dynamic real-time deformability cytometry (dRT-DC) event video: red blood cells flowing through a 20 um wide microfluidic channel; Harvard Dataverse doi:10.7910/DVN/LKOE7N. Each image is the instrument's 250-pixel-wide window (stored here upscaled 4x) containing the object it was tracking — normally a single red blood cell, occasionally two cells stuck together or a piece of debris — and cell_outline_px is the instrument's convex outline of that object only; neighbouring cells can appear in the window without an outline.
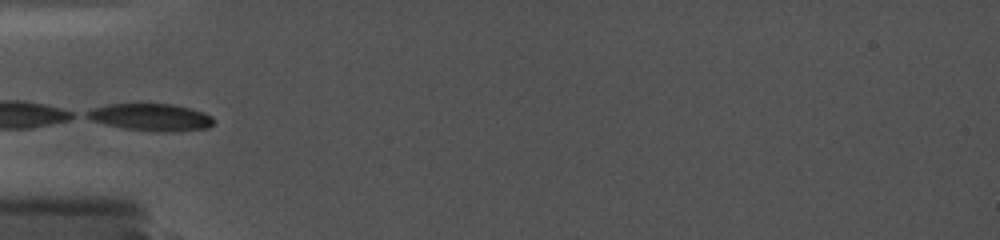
{"species": "common noctule bat (a hibernating species)", "species_latin": "Nyctalus noctula", "temperature_condition": "cold", "stored_images_in_passage": 3, "camera_frame_rate_fps": 5000, "um_per_image_px": 0.085, "animal": {"sex": "female", "body_mass_g": 19.0, "forearm_length_mm": 56.7}, "frame": {"image": 1, "passage_image": 1, "time_ms": 0.0, "image_size_px": [1000, 240], "cell_outline_px": [[216, 120], [208, 128], [164, 132], [124, 128], [104, 124], [92, 120], [84, 116], [84, 112], [92, 108], [108, 104], [172, 104], [204, 112], [212, 116]], "centroid_in_image_um": [12.8, 9.96], "position_along_channel_um": 72.2, "area_um2": 20.0}}